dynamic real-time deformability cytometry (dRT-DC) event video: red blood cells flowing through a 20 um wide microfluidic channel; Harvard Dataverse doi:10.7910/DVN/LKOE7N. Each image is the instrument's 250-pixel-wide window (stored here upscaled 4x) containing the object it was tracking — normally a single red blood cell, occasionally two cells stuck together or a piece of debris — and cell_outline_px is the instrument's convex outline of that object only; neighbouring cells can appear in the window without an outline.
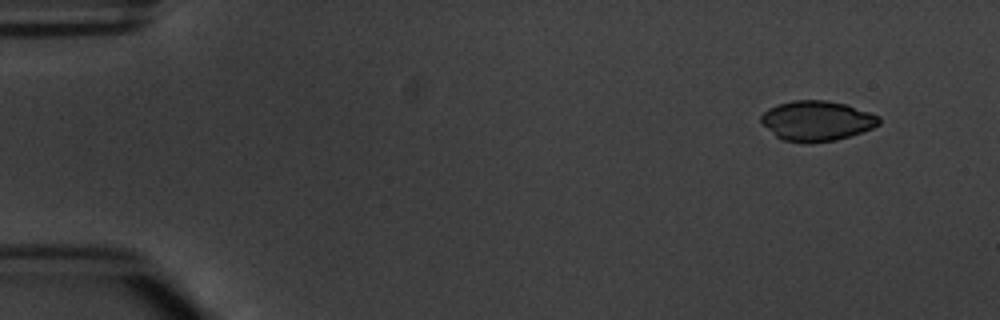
{"species": "common noctule bat (a hibernating species)", "species_latin": "Nyctalus noctula", "temperature_condition": "warm", "stored_images_in_passage": 5, "camera_frame_rate_fps": 3000, "um_per_image_px": 0.085, "animal": {"sex": "male", "body_mass_g": 20.1, "forearm_length_mm": 53.5}, "frame": {"image": 1, "passage_image": 1, "time_ms": 0.0, "image_size_px": [1000, 320], "cell_outline_px": [[880, 124], [872, 128], [836, 140], [784, 140], [776, 136], [760, 120], [760, 116], [768, 108], [776, 104], [792, 100], [828, 100], [848, 104], [880, 116]], "centroid_in_image_um": [69.45, 10.21], "position_along_channel_um": 15.5, "area_um2": 26.93}}